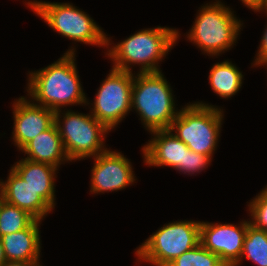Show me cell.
Here are the masks:
<instances>
[{
    "label": "cell",
    "mask_w": 267,
    "mask_h": 266,
    "mask_svg": "<svg viewBox=\"0 0 267 266\" xmlns=\"http://www.w3.org/2000/svg\"><path fill=\"white\" fill-rule=\"evenodd\" d=\"M212 156L199 154L190 150H185L184 165H181V173L193 175L208 168L212 162Z\"/></svg>",
    "instance_id": "cell-23"
},
{
    "label": "cell",
    "mask_w": 267,
    "mask_h": 266,
    "mask_svg": "<svg viewBox=\"0 0 267 266\" xmlns=\"http://www.w3.org/2000/svg\"><path fill=\"white\" fill-rule=\"evenodd\" d=\"M245 7L256 12L259 11L265 4V0H240Z\"/></svg>",
    "instance_id": "cell-25"
},
{
    "label": "cell",
    "mask_w": 267,
    "mask_h": 266,
    "mask_svg": "<svg viewBox=\"0 0 267 266\" xmlns=\"http://www.w3.org/2000/svg\"><path fill=\"white\" fill-rule=\"evenodd\" d=\"M55 124L70 162L93 158L108 150L105 138L111 131L91 113L57 110Z\"/></svg>",
    "instance_id": "cell-7"
},
{
    "label": "cell",
    "mask_w": 267,
    "mask_h": 266,
    "mask_svg": "<svg viewBox=\"0 0 267 266\" xmlns=\"http://www.w3.org/2000/svg\"><path fill=\"white\" fill-rule=\"evenodd\" d=\"M263 32L264 33L263 36L261 37L260 45L258 47L257 53L251 65H253L254 67L265 66L267 69V24Z\"/></svg>",
    "instance_id": "cell-24"
},
{
    "label": "cell",
    "mask_w": 267,
    "mask_h": 266,
    "mask_svg": "<svg viewBox=\"0 0 267 266\" xmlns=\"http://www.w3.org/2000/svg\"><path fill=\"white\" fill-rule=\"evenodd\" d=\"M5 262H6V258H5V255H4L2 242L0 240V266H2Z\"/></svg>",
    "instance_id": "cell-27"
},
{
    "label": "cell",
    "mask_w": 267,
    "mask_h": 266,
    "mask_svg": "<svg viewBox=\"0 0 267 266\" xmlns=\"http://www.w3.org/2000/svg\"><path fill=\"white\" fill-rule=\"evenodd\" d=\"M53 31L74 42L105 48L107 36L87 12L72 3L28 0L25 2Z\"/></svg>",
    "instance_id": "cell-6"
},
{
    "label": "cell",
    "mask_w": 267,
    "mask_h": 266,
    "mask_svg": "<svg viewBox=\"0 0 267 266\" xmlns=\"http://www.w3.org/2000/svg\"><path fill=\"white\" fill-rule=\"evenodd\" d=\"M35 218L26 210L3 200L0 193V236L27 228Z\"/></svg>",
    "instance_id": "cell-20"
},
{
    "label": "cell",
    "mask_w": 267,
    "mask_h": 266,
    "mask_svg": "<svg viewBox=\"0 0 267 266\" xmlns=\"http://www.w3.org/2000/svg\"><path fill=\"white\" fill-rule=\"evenodd\" d=\"M264 12V13H267V0H265V4H264V6L259 10V11H256V13L257 12Z\"/></svg>",
    "instance_id": "cell-28"
},
{
    "label": "cell",
    "mask_w": 267,
    "mask_h": 266,
    "mask_svg": "<svg viewBox=\"0 0 267 266\" xmlns=\"http://www.w3.org/2000/svg\"><path fill=\"white\" fill-rule=\"evenodd\" d=\"M33 266H43L40 262L35 263Z\"/></svg>",
    "instance_id": "cell-29"
},
{
    "label": "cell",
    "mask_w": 267,
    "mask_h": 266,
    "mask_svg": "<svg viewBox=\"0 0 267 266\" xmlns=\"http://www.w3.org/2000/svg\"><path fill=\"white\" fill-rule=\"evenodd\" d=\"M174 96L162 71L133 73L131 109L148 132L169 130L179 113Z\"/></svg>",
    "instance_id": "cell-3"
},
{
    "label": "cell",
    "mask_w": 267,
    "mask_h": 266,
    "mask_svg": "<svg viewBox=\"0 0 267 266\" xmlns=\"http://www.w3.org/2000/svg\"><path fill=\"white\" fill-rule=\"evenodd\" d=\"M244 258L258 266H267V231L257 229L252 224L247 226L242 255L234 266H240Z\"/></svg>",
    "instance_id": "cell-19"
},
{
    "label": "cell",
    "mask_w": 267,
    "mask_h": 266,
    "mask_svg": "<svg viewBox=\"0 0 267 266\" xmlns=\"http://www.w3.org/2000/svg\"><path fill=\"white\" fill-rule=\"evenodd\" d=\"M200 244V221L178 220L165 224L137 249L138 262L167 266L175 258Z\"/></svg>",
    "instance_id": "cell-8"
},
{
    "label": "cell",
    "mask_w": 267,
    "mask_h": 266,
    "mask_svg": "<svg viewBox=\"0 0 267 266\" xmlns=\"http://www.w3.org/2000/svg\"><path fill=\"white\" fill-rule=\"evenodd\" d=\"M41 224V220L35 219L19 232L0 236L6 261L41 262Z\"/></svg>",
    "instance_id": "cell-15"
},
{
    "label": "cell",
    "mask_w": 267,
    "mask_h": 266,
    "mask_svg": "<svg viewBox=\"0 0 267 266\" xmlns=\"http://www.w3.org/2000/svg\"><path fill=\"white\" fill-rule=\"evenodd\" d=\"M7 180L0 179V193L3 200L26 210L35 219L43 220L53 208L12 168Z\"/></svg>",
    "instance_id": "cell-14"
},
{
    "label": "cell",
    "mask_w": 267,
    "mask_h": 266,
    "mask_svg": "<svg viewBox=\"0 0 267 266\" xmlns=\"http://www.w3.org/2000/svg\"><path fill=\"white\" fill-rule=\"evenodd\" d=\"M133 72L111 68L97 89L89 112L110 131L125 118L131 109Z\"/></svg>",
    "instance_id": "cell-9"
},
{
    "label": "cell",
    "mask_w": 267,
    "mask_h": 266,
    "mask_svg": "<svg viewBox=\"0 0 267 266\" xmlns=\"http://www.w3.org/2000/svg\"><path fill=\"white\" fill-rule=\"evenodd\" d=\"M197 13L192 28L186 33L187 40L212 58L233 48L243 21L238 20L230 6L215 0L204 3Z\"/></svg>",
    "instance_id": "cell-4"
},
{
    "label": "cell",
    "mask_w": 267,
    "mask_h": 266,
    "mask_svg": "<svg viewBox=\"0 0 267 266\" xmlns=\"http://www.w3.org/2000/svg\"><path fill=\"white\" fill-rule=\"evenodd\" d=\"M243 79L241 70L229 59L213 64L208 76L210 88L222 99L236 95L243 85Z\"/></svg>",
    "instance_id": "cell-18"
},
{
    "label": "cell",
    "mask_w": 267,
    "mask_h": 266,
    "mask_svg": "<svg viewBox=\"0 0 267 266\" xmlns=\"http://www.w3.org/2000/svg\"><path fill=\"white\" fill-rule=\"evenodd\" d=\"M93 159L94 165L90 175V192L92 194L123 190L137 180L131 161L121 152L109 148Z\"/></svg>",
    "instance_id": "cell-11"
},
{
    "label": "cell",
    "mask_w": 267,
    "mask_h": 266,
    "mask_svg": "<svg viewBox=\"0 0 267 266\" xmlns=\"http://www.w3.org/2000/svg\"><path fill=\"white\" fill-rule=\"evenodd\" d=\"M167 266H226L218 255L210 252L201 244L184 252Z\"/></svg>",
    "instance_id": "cell-21"
},
{
    "label": "cell",
    "mask_w": 267,
    "mask_h": 266,
    "mask_svg": "<svg viewBox=\"0 0 267 266\" xmlns=\"http://www.w3.org/2000/svg\"><path fill=\"white\" fill-rule=\"evenodd\" d=\"M250 220L240 224L200 221V244L218 255L226 266H234L242 255L244 238Z\"/></svg>",
    "instance_id": "cell-10"
},
{
    "label": "cell",
    "mask_w": 267,
    "mask_h": 266,
    "mask_svg": "<svg viewBox=\"0 0 267 266\" xmlns=\"http://www.w3.org/2000/svg\"><path fill=\"white\" fill-rule=\"evenodd\" d=\"M12 107L14 125L11 138L19 151L55 123V111L35 104L29 97L20 96Z\"/></svg>",
    "instance_id": "cell-12"
},
{
    "label": "cell",
    "mask_w": 267,
    "mask_h": 266,
    "mask_svg": "<svg viewBox=\"0 0 267 266\" xmlns=\"http://www.w3.org/2000/svg\"><path fill=\"white\" fill-rule=\"evenodd\" d=\"M35 263L22 261H6L2 266H33Z\"/></svg>",
    "instance_id": "cell-26"
},
{
    "label": "cell",
    "mask_w": 267,
    "mask_h": 266,
    "mask_svg": "<svg viewBox=\"0 0 267 266\" xmlns=\"http://www.w3.org/2000/svg\"><path fill=\"white\" fill-rule=\"evenodd\" d=\"M180 35L178 29L155 26L142 29L117 44L107 37L105 55L116 70L133 72L131 67L138 65L140 73L161 72L159 62L166 58Z\"/></svg>",
    "instance_id": "cell-2"
},
{
    "label": "cell",
    "mask_w": 267,
    "mask_h": 266,
    "mask_svg": "<svg viewBox=\"0 0 267 266\" xmlns=\"http://www.w3.org/2000/svg\"><path fill=\"white\" fill-rule=\"evenodd\" d=\"M20 151L27 155L25 159L50 164L58 169L60 165L70 163L55 123L34 137Z\"/></svg>",
    "instance_id": "cell-16"
},
{
    "label": "cell",
    "mask_w": 267,
    "mask_h": 266,
    "mask_svg": "<svg viewBox=\"0 0 267 266\" xmlns=\"http://www.w3.org/2000/svg\"><path fill=\"white\" fill-rule=\"evenodd\" d=\"M223 112L222 107L202 101L187 103L179 109L169 130L190 150L213 157L221 137Z\"/></svg>",
    "instance_id": "cell-5"
},
{
    "label": "cell",
    "mask_w": 267,
    "mask_h": 266,
    "mask_svg": "<svg viewBox=\"0 0 267 266\" xmlns=\"http://www.w3.org/2000/svg\"><path fill=\"white\" fill-rule=\"evenodd\" d=\"M250 224L255 228L267 231V185L248 202Z\"/></svg>",
    "instance_id": "cell-22"
},
{
    "label": "cell",
    "mask_w": 267,
    "mask_h": 266,
    "mask_svg": "<svg viewBox=\"0 0 267 266\" xmlns=\"http://www.w3.org/2000/svg\"><path fill=\"white\" fill-rule=\"evenodd\" d=\"M11 168L53 209L55 208V180L57 178V167L21 158L15 162Z\"/></svg>",
    "instance_id": "cell-17"
},
{
    "label": "cell",
    "mask_w": 267,
    "mask_h": 266,
    "mask_svg": "<svg viewBox=\"0 0 267 266\" xmlns=\"http://www.w3.org/2000/svg\"><path fill=\"white\" fill-rule=\"evenodd\" d=\"M149 133L153 137L141 149L144 164L149 167L167 166L180 173L188 146L170 130H155Z\"/></svg>",
    "instance_id": "cell-13"
},
{
    "label": "cell",
    "mask_w": 267,
    "mask_h": 266,
    "mask_svg": "<svg viewBox=\"0 0 267 266\" xmlns=\"http://www.w3.org/2000/svg\"><path fill=\"white\" fill-rule=\"evenodd\" d=\"M75 47L47 67L28 72L27 97L35 104L53 111L68 105L89 106L76 66Z\"/></svg>",
    "instance_id": "cell-1"
}]
</instances>
